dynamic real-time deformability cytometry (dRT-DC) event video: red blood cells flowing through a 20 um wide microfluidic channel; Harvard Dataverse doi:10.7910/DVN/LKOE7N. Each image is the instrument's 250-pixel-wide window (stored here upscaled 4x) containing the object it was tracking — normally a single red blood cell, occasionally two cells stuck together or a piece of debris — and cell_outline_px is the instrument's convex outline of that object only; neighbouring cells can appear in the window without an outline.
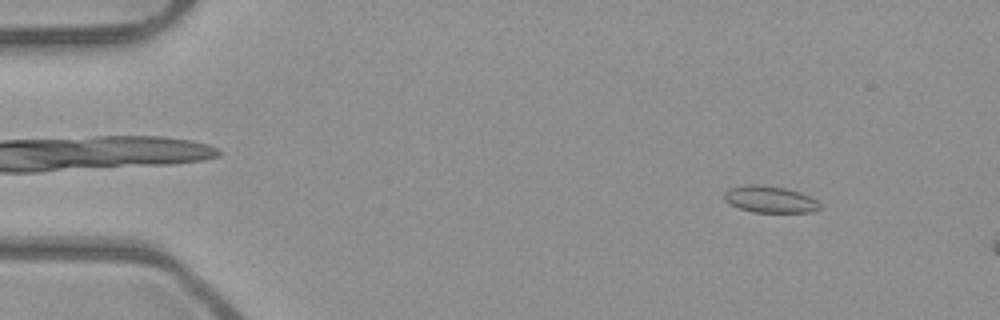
{"species": "common noctule bat (a hibernating species)", "species_latin": "Nyctalus noctula", "temperature_condition": "room temperature", "stored_images_in_passage": 17, "camera_frame_rate_fps": 3000, "um_per_image_px": 0.085, "animal": {"sex": "male", "body_mass_g": 23.1, "forearm_length_mm": 52.7}, "frame": {"image": 1, "passage_image": 6, "time_ms": 1.667, "image_size_px": [1000, 320], "cell_outline_px": [[820, 208], [812, 212], [752, 212], [728, 204], [724, 200], [724, 192], [728, 188], [744, 184], [764, 184], [784, 188], [800, 192], [816, 200], [820, 204]], "centroid_in_image_um": [65.39, 16.93], "position_along_channel_um": 19.6, "area_um2": 15.03}}
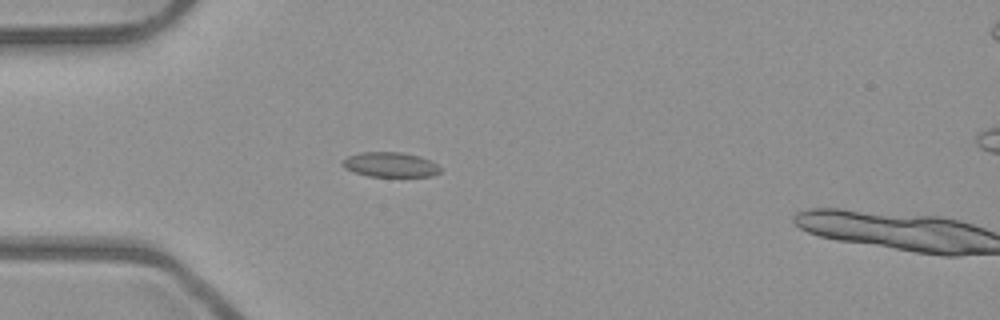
{"frame": {"image": 2, "passage_image": 15, "time_ms": 4.667, "image_size_px": [1000, 320], "cell_outline_px": [[440, 172], [432, 176], [368, 176], [344, 168], [340, 164], [340, 160], [348, 156], [360, 152], [400, 152], [420, 156], [436, 164], [440, 168]], "centroid_in_image_um": [33.12, 13.98], "position_along_channel_um": 51.9, "area_um2": 14.1}}